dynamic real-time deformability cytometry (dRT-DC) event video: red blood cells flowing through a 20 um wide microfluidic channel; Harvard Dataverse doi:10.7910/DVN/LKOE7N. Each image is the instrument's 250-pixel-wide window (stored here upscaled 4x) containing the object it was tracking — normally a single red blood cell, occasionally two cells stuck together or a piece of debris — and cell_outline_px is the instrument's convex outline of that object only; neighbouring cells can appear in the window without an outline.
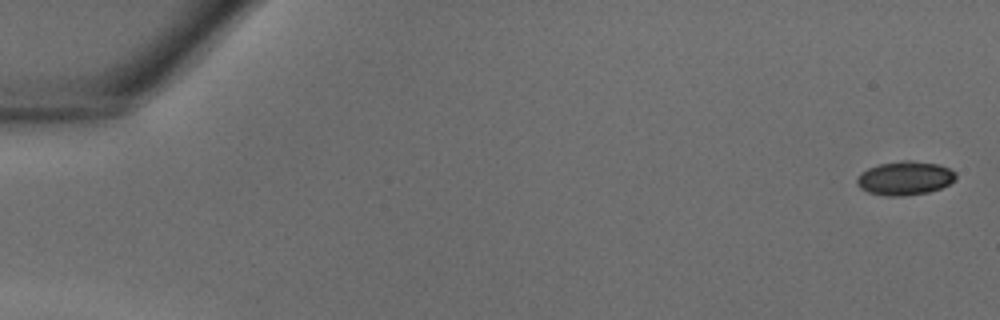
{"species": "common noctule bat (a hibernating species)", "species_latin": "Nyctalus noctula", "temperature_condition": "warm", "stored_images_in_passage": 12, "camera_frame_rate_fps": 3000, "um_per_image_px": 0.085, "animal": {"sex": "male", "body_mass_g": 18.8}, "frame": {"image": 1, "passage_image": 1, "time_ms": 0.0, "image_size_px": [1000, 320], "cell_outline_px": [[956, 180], [940, 188], [928, 192], [904, 196], [888, 196], [868, 192], [860, 188], [856, 184], [856, 180], [860, 172], [868, 168], [880, 164], [904, 160], [912, 160], [940, 164], [956, 172]], "centroid_in_image_um": [76.92, 15.14], "position_along_channel_um": 8.1, "area_um2": 19.59}}
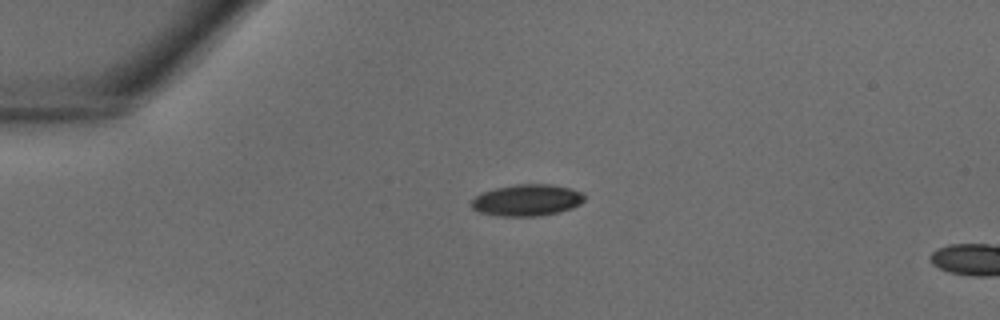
{"frame": {"image": 2, "passage_image": 10, "time_ms": 3.0, "image_size_px": [1000, 320], "cell_outline_px": [[584, 200], [580, 204], [572, 208], [560, 212], [536, 216], [500, 216], [480, 212], [472, 208], [468, 204], [480, 192], [496, 188], [516, 184], [552, 184], [572, 188], [584, 192]], "centroid_in_image_um": [44.8, 17.0], "position_along_channel_um": 40.2, "area_um2": 21.04}}